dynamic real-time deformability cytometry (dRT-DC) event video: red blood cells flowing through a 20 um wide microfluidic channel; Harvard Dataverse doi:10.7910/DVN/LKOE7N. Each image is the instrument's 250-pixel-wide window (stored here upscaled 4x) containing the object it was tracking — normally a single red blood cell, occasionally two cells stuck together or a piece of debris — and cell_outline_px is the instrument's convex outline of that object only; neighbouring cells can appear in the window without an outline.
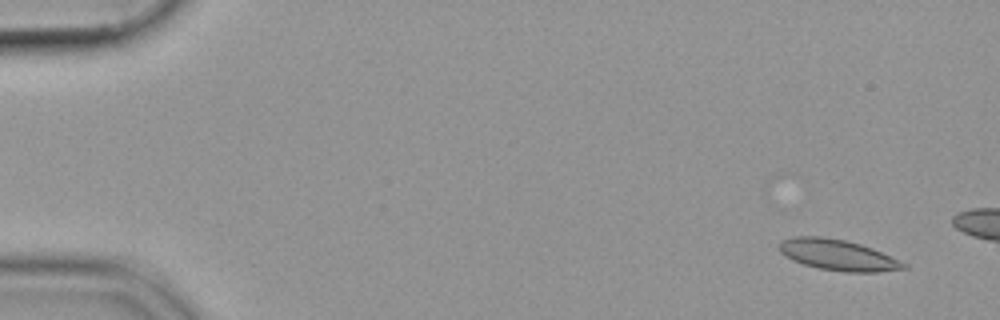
{"species": "common noctule bat (a hibernating species)", "species_latin": "Nyctalus noctula", "temperature_condition": "cold", "stored_images_in_passage": 14, "camera_frame_rate_fps": 3000, "um_per_image_px": 0.085, "animal": {"sex": "female", "body_mass_g": 19.9}, "frame": {"image": 1, "passage_image": 3, "time_ms": 0.667, "image_size_px": [1000, 320], "cell_outline_px": [[908, 268], [880, 272], [844, 272], [820, 268], [804, 264], [792, 260], [784, 256], [776, 248], [780, 240], [792, 236], [820, 236], [844, 240], [860, 244], [872, 248], [900, 260], [908, 264]], "centroid_in_image_um": [71.18, 21.67], "position_along_channel_um": 13.8, "area_um2": 22.6}}